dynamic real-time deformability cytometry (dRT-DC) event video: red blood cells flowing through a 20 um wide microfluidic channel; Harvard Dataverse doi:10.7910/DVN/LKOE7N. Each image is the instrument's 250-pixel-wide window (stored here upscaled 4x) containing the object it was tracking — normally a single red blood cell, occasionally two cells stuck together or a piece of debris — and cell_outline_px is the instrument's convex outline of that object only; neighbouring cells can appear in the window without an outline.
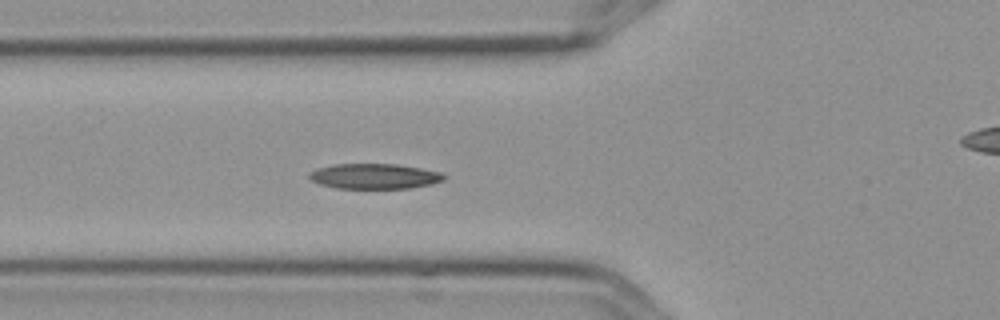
{"species": "Egyptian fruit bat (a non-hibernating species)", "species_latin": "Rousettus aegyptiacus", "temperature_condition": "cold", "stored_images_in_passage": 7, "segment_of_instrument_passage": [1, 2], "camera_frame_rate_fps": 3000, "um_per_image_px": 0.085, "frame": {"image": 1, "passage_image": 6, "time_ms": 1.667, "image_size_px": [1000, 320], "cell_outline_px": [[444, 180], [432, 184], [408, 188], [336, 188], [320, 184], [312, 180], [308, 176], [316, 168], [332, 164], [396, 164], [420, 168], [440, 172], [444, 176]], "centroid_in_image_um": [31.81, 14.98], "position_along_channel_um": 94.0, "area_um2": 19.65}}